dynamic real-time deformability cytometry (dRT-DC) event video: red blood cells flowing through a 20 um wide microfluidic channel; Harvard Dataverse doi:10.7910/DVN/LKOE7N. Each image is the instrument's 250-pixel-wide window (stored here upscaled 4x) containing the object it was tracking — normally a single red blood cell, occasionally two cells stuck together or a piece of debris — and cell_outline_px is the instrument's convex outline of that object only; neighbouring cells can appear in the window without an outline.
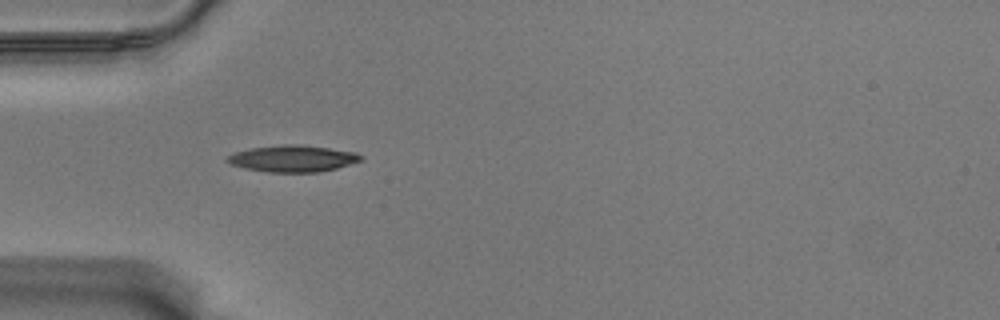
{"species": "Egyptian fruit bat (a non-hibernating species)", "species_latin": "Rousettus aegyptiacus", "temperature_condition": "warm", "stored_images_in_passage": 40, "camera_frame_rate_fps": 3000, "um_per_image_px": 0.085, "animal": {"sex": "male"}, "frame": {"image": 1, "passage_image": 1, "time_ms": 0.0, "image_size_px": [1000, 320], "cell_outline_px": [[364, 156], [360, 160], [336, 168], [316, 172], [268, 172], [244, 168], [232, 164], [224, 160], [228, 156], [236, 152], [252, 148], [284, 144], [296, 144], [328, 148], [356, 152]], "centroid_in_image_um": [24.87, 13.47], "position_along_channel_um": 60.1, "area_um2": 20.4}}
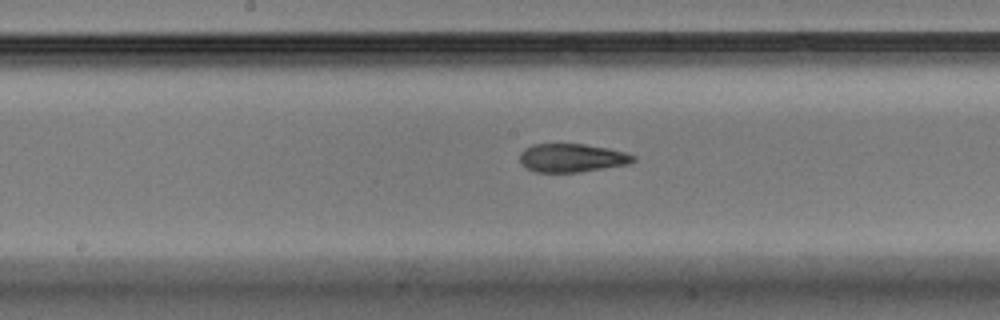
{"frame": {"image": 2, "passage_image": 13, "time_ms": 4.0, "image_size_px": [1000, 320], "cell_outline_px": [[636, 160], [624, 164], [580, 172], [536, 172], [520, 164], [520, 152], [524, 148], [532, 144], [584, 144], [608, 148], [624, 152], [636, 156]], "centroid_in_image_um": [48.56, 13.41], "position_along_channel_um": 199.6, "area_um2": 18.67}}
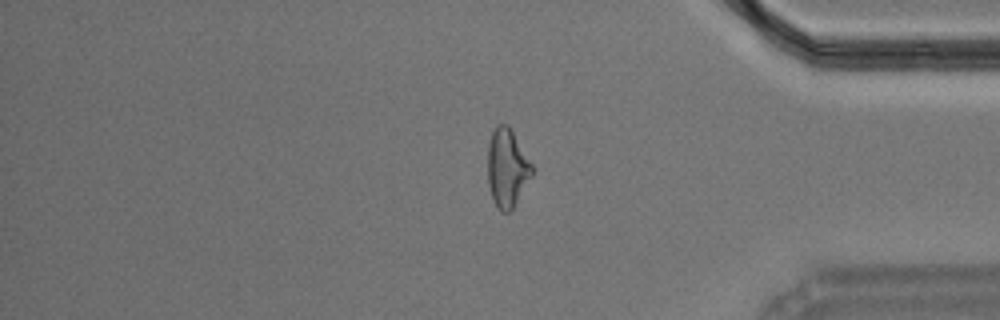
{"frame": {"image": 3, "passage_image": 31, "time_ms": 10.0, "image_size_px": [1000, 320], "cell_outline_px": [[532, 176], [512, 208], [508, 212], [500, 212], [492, 200], [488, 184], [488, 144], [492, 132], [496, 124], [508, 124], [532, 164]], "centroid_in_image_um": [43.08, 14.27], "position_along_channel_um": 392.1, "area_um2": 20.11}, "authors_computed_cell_mechanics": {"area_um2": 19.7676, "velocity_mm_per_s": 3.5452, "shape_relaxation_time_tau1_ms": null, "shape_relaxation_time_tau2_ms": 2.4377, "deformation_change_tau1": null, "deformation_change_tau2": 0.1086}}